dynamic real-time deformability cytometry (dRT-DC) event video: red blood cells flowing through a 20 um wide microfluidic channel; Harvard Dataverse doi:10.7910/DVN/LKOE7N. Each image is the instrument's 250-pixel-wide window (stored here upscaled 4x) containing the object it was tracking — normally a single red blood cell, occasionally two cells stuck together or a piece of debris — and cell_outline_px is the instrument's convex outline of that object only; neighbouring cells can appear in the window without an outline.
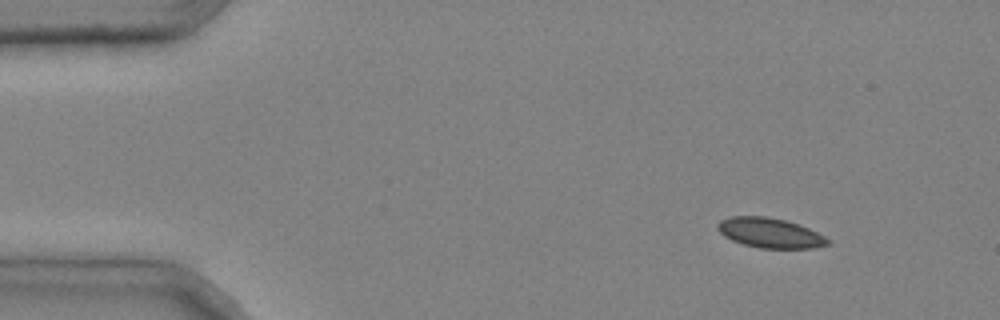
{"species": "common noctule bat (a hibernating species)", "species_latin": "Nyctalus noctula", "temperature_condition": "cold", "stored_images_in_passage": 3, "camera_frame_rate_fps": 3000, "um_per_image_px": 0.085, "animal": {"sex": "male", "body_mass_g": 20.4}, "frame": {"image": 1, "passage_image": 1, "time_ms": 0.0, "image_size_px": [1000, 320], "cell_outline_px": [[832, 244], [812, 248], [760, 248], [744, 244], [732, 240], [724, 236], [716, 228], [716, 224], [720, 220], [732, 216], [764, 216], [784, 220], [808, 228], [832, 240]], "centroid_in_image_um": [65.45, 19.8], "position_along_channel_um": 19.6, "area_um2": 19.13}}